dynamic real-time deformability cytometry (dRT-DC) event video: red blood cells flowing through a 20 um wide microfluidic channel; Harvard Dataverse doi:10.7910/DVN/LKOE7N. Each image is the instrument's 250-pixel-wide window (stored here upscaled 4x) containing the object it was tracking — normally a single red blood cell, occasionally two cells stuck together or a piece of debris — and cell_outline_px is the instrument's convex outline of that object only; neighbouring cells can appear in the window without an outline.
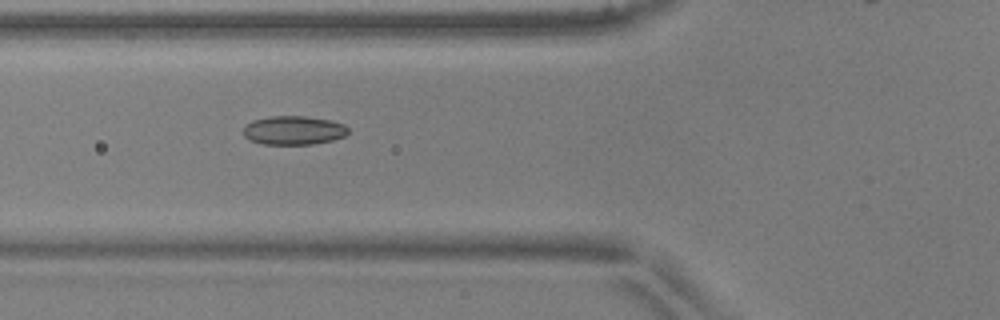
{"species": "common noctule bat (a hibernating species)", "species_latin": "Nyctalus noctula", "temperature_condition": "warm", "stored_images_in_passage": 37, "camera_frame_rate_fps": 3000, "um_per_image_px": 0.085, "animal": {"sex": "male", "body_mass_g": 17.9, "forearm_length_mm": 54.2}, "frame": {"image": 1, "passage_image": 4, "time_ms": 1.0, "image_size_px": [1000, 320], "cell_outline_px": [[348, 132], [344, 136], [332, 140], [312, 144], [260, 144], [248, 140], [244, 136], [244, 124], [252, 120], [268, 116], [304, 116], [332, 120], [344, 124], [348, 128]], "centroid_in_image_um": [24.92, 11.07], "position_along_channel_um": 100.9, "area_um2": 17.8}}
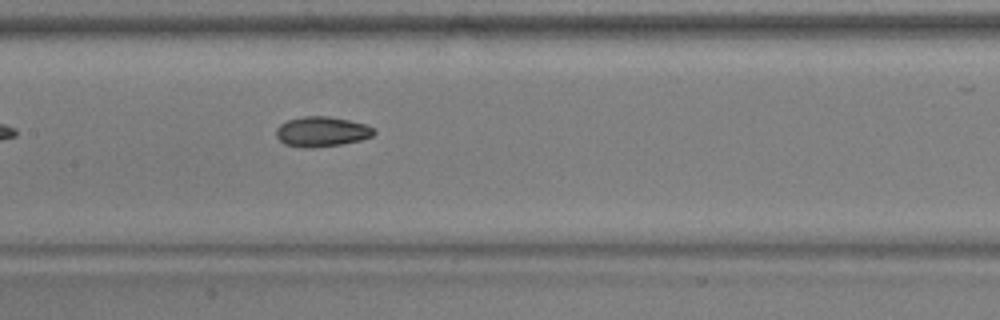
{"frame": {"image": 2, "passage_image": 10, "time_ms": 3.0, "image_size_px": [1000, 320], "cell_outline_px": [[376, 132], [372, 136], [360, 140], [344, 144], [312, 148], [304, 148], [284, 144], [276, 136], [276, 128], [280, 124], [288, 120], [304, 116], [328, 116], [368, 124]], "centroid_in_image_um": [27.35, 11.19], "position_along_channel_um": 180.1, "area_um2": 17.22}}
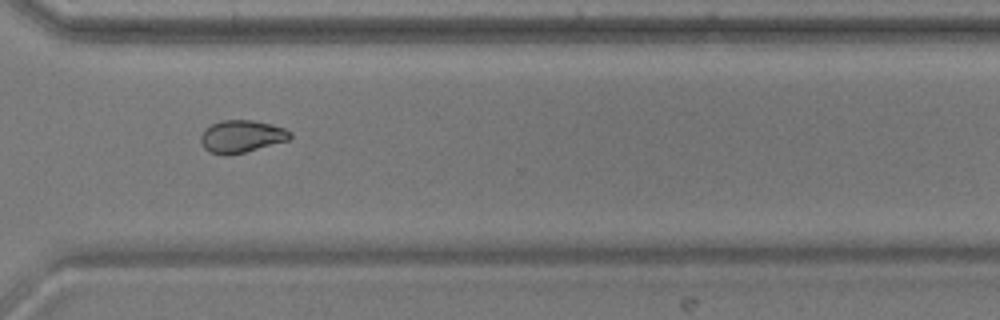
{"frame": {"image": 3, "passage_image": 23, "time_ms": 7.333, "image_size_px": [1000, 320], "cell_outline_px": [[292, 136], [288, 140], [244, 152], [224, 156], [208, 152], [204, 148], [200, 140], [200, 136], [204, 128], [220, 120], [252, 120], [284, 128], [292, 132]], "centroid_in_image_um": [20.48, 11.6], "position_along_channel_um": 350.1, "area_um2": 16.88}, "authors_computed_cell_mechanics": {"area_um2": 17.1666, "velocity_mm_per_s": 3.9344, "shape_relaxation_time_tau1_ms": null, "shape_relaxation_time_tau2_ms": 9.3403, "deformation_change_tau1": null, "deformation_change_tau2": 0.1093}}